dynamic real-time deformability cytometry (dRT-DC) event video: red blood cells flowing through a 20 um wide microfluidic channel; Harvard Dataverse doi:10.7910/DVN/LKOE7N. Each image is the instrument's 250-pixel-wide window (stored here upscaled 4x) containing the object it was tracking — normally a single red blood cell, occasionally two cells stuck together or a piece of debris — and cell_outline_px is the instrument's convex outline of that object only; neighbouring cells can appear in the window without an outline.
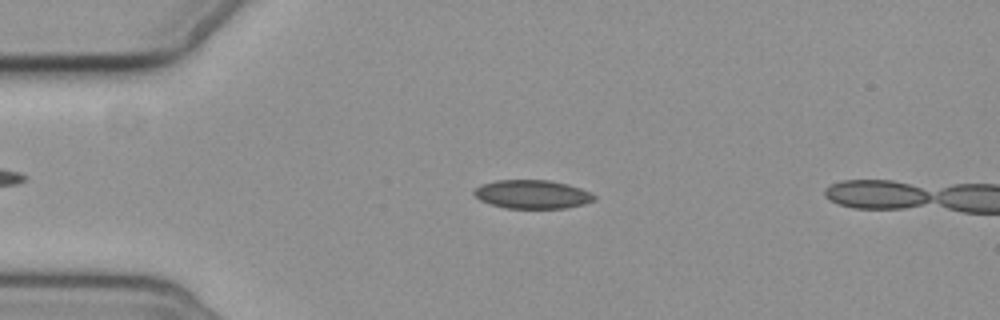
{"species": "common noctule bat (a hibernating species)", "species_latin": "Nyctalus noctula", "temperature_condition": "cold", "stored_images_in_passage": 4, "camera_frame_rate_fps": 3000, "um_per_image_px": 0.085, "animal": {"sex": "female", "body_mass_g": 19.3, "forearm_length_mm": 54.1}, "frame": {"image": 1, "passage_image": 3, "time_ms": 2.0, "image_size_px": [1000, 320], "cell_outline_px": [[596, 200], [584, 204], [568, 208], [504, 208], [480, 200], [472, 192], [480, 184], [496, 180], [548, 180], [568, 184], [580, 188], [596, 196]], "centroid_in_image_um": [45.25, 16.51], "position_along_channel_um": 39.8, "area_um2": 20.06}}